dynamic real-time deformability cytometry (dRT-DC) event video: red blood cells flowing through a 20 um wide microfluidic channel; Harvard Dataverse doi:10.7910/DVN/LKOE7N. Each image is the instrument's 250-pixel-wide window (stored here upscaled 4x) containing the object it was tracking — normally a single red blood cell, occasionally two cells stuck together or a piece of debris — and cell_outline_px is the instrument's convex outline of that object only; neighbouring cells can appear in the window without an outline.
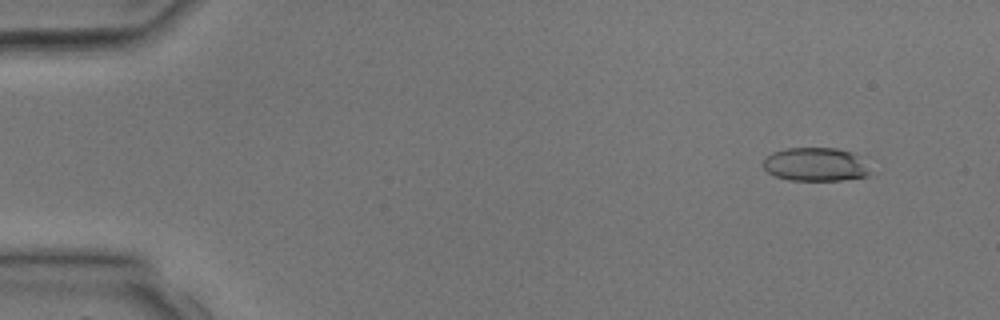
{"species": "common noctule bat (a hibernating species)", "species_latin": "Nyctalus noctula", "temperature_condition": "room temperature", "stored_images_in_passage": 3, "camera_frame_rate_fps": 3000, "um_per_image_px": 0.085, "animal": {"sex": "male", "body_mass_g": 17.9, "forearm_length_mm": 54.2}, "frame": {"image": 1, "passage_image": 1, "time_ms": 0.0, "image_size_px": [1000, 320], "cell_outline_px": [[872, 172], [868, 176], [840, 180], [788, 180], [776, 176], [768, 172], [764, 168], [764, 156], [772, 152], [788, 148], [836, 148], [852, 152]], "centroid_in_image_um": [69.28, 13.98], "position_along_channel_um": 15.7, "area_um2": 20.75}}
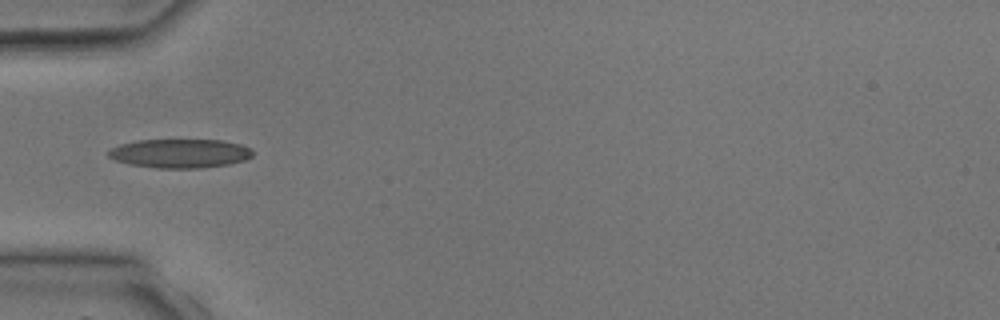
{"frame": {"image": 2, "passage_image": 3, "time_ms": 3.333, "image_size_px": [1000, 320], "cell_outline_px": [[252, 156], [244, 160], [228, 164], [200, 168], [156, 168], [128, 164], [116, 160], [108, 156], [108, 152], [112, 148], [120, 144], [136, 140], [220, 140], [240, 144], [252, 148]], "centroid_in_image_um": [15.29, 13.04], "position_along_channel_um": 69.7, "area_um2": 24.28}}